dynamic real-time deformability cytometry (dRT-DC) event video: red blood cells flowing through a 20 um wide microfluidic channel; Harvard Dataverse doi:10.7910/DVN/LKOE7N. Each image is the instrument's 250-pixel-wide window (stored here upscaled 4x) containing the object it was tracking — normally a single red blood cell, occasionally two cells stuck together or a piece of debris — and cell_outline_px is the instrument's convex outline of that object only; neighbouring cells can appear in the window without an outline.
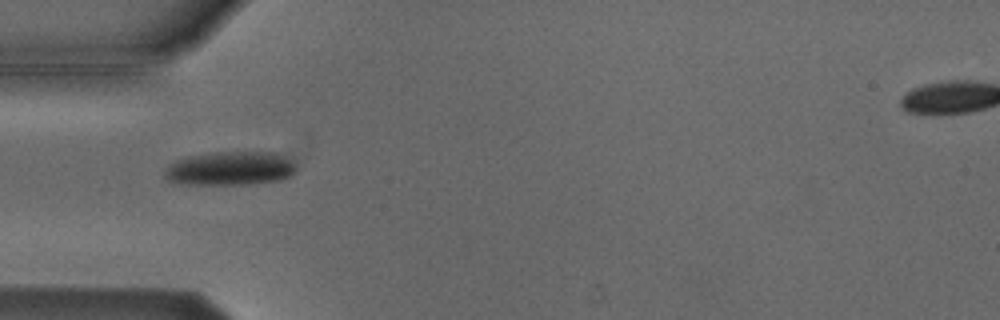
{"species": "Egyptian fruit bat (a non-hibernating species)", "species_latin": "Rousettus aegyptiacus", "temperature_condition": "cold", "stored_images_in_passage": 5, "camera_frame_rate_fps": 3000, "um_per_image_px": 0.085, "animal": {"sex": "male"}, "frame": {"image": 1, "passage_image": 3, "time_ms": 2.333, "image_size_px": [1000, 320], "cell_outline_px": [[296, 172], [292, 176], [280, 180], [248, 184], [172, 184], [164, 176], [164, 168], [176, 160], [184, 156], [216, 152], [276, 152], [292, 160], [296, 164]], "centroid_in_image_um": [19.55, 14.32], "position_along_channel_um": 65.4, "area_um2": 26.41}}
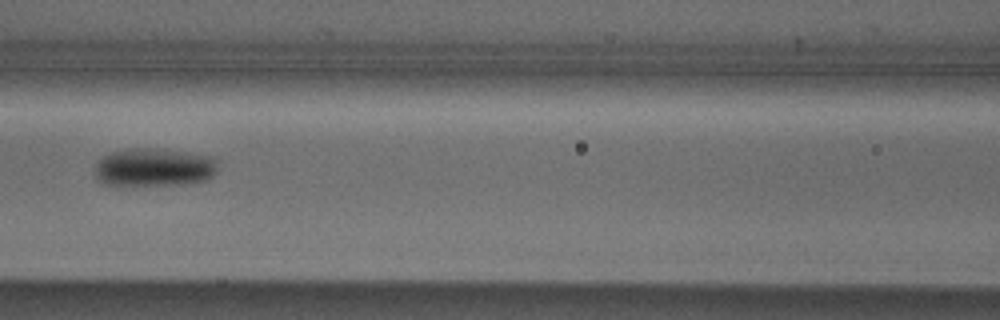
{"frame": {"image": 2, "passage_image": 5, "time_ms": 4.667, "image_size_px": [1000, 320], "cell_outline_px": [[216, 172], [208, 180], [188, 184], [104, 184], [96, 176], [96, 160], [112, 152], [128, 148], [152, 148], [188, 152], [212, 156], [216, 160]], "centroid_in_image_um": [13.13, 14.2], "position_along_channel_um": 153.5, "area_um2": 27.22}}